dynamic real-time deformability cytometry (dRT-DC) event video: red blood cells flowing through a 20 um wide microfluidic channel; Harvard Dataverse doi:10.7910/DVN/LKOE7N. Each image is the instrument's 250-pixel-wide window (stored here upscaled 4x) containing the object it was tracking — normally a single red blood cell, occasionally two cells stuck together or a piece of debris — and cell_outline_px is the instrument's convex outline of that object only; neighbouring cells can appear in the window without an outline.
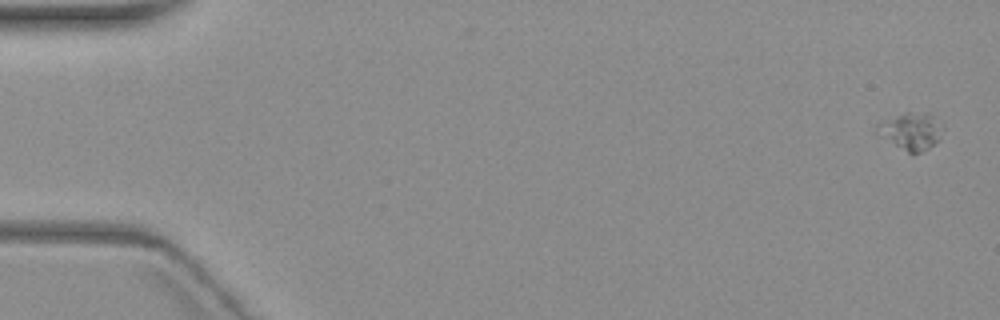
{"species": "common noctule bat (a hibernating species)", "species_latin": "Nyctalus noctula", "temperature_condition": "warm", "stored_images_in_passage": 3, "camera_frame_rate_fps": 3000, "um_per_image_px": 0.085, "animal": {"sex": "female", "body_mass_g": 19.3, "forearm_length_mm": 54.1}, "frame": {"image": 1, "passage_image": 1, "time_ms": 0.0, "image_size_px": [1000, 320], "cell_outline_px": [[944, 124], [936, 140], [932, 144], [920, 152], [912, 156], [876, 136], [876, 124], [884, 120], [908, 112], [928, 112]], "centroid_in_image_um": [77.37, 11.17], "position_along_channel_um": 7.6, "area_um2": 14.45}}